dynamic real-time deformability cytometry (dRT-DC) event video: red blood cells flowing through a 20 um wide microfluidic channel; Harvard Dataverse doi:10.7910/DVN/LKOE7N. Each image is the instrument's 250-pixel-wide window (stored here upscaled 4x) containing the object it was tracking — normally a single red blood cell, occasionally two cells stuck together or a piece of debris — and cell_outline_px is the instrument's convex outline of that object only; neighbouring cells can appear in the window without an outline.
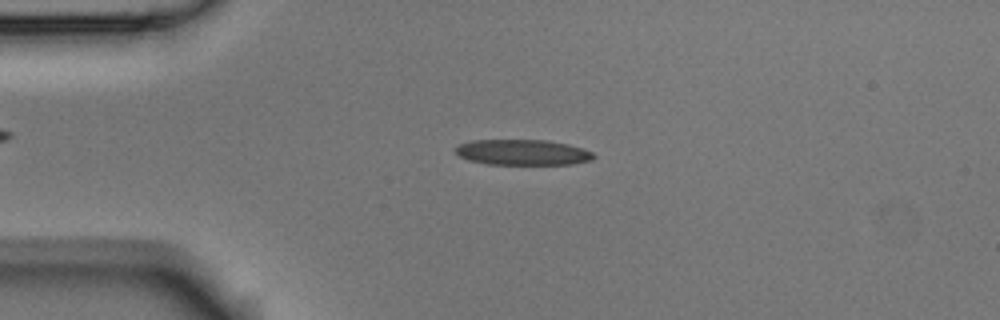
{"species": "Egyptian fruit bat (a non-hibernating species)", "species_latin": "Rousettus aegyptiacus", "temperature_condition": "room temperature", "stored_images_in_passage": 4, "camera_frame_rate_fps": 3000, "um_per_image_px": 0.085, "animal": {"sex": "male"}, "frame": {"image": 1, "passage_image": 2, "time_ms": 0.333, "image_size_px": [1000, 320], "cell_outline_px": [[596, 156], [592, 160], [572, 164], [488, 164], [468, 160], [460, 156], [456, 152], [456, 148], [460, 144], [472, 140], [544, 140], [568, 144], [592, 152]], "centroid_in_image_um": [44.43, 12.95], "position_along_channel_um": 40.6, "area_um2": 20.4}}
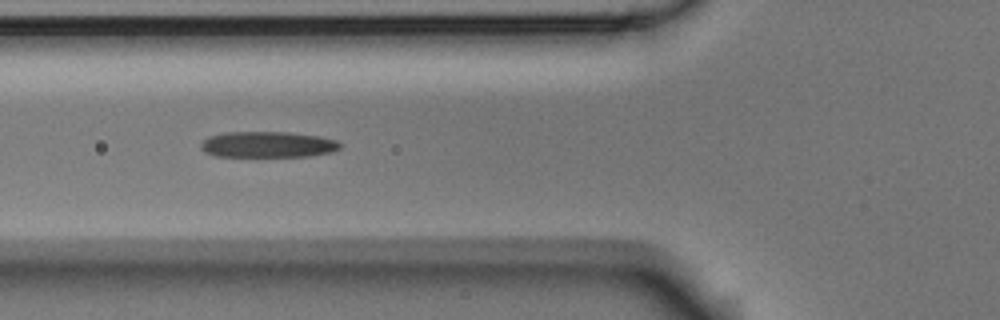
{"frame": {"image": 2, "passage_image": 4, "time_ms": 1.0, "image_size_px": [1000, 320], "cell_outline_px": [[344, 144], [340, 148], [332, 152], [308, 156], [216, 156], [204, 152], [200, 148], [200, 144], [208, 136], [228, 132], [288, 132], [320, 136], [336, 140]], "centroid_in_image_um": [22.78, 12.28], "position_along_channel_um": 103.0, "area_um2": 21.15}}